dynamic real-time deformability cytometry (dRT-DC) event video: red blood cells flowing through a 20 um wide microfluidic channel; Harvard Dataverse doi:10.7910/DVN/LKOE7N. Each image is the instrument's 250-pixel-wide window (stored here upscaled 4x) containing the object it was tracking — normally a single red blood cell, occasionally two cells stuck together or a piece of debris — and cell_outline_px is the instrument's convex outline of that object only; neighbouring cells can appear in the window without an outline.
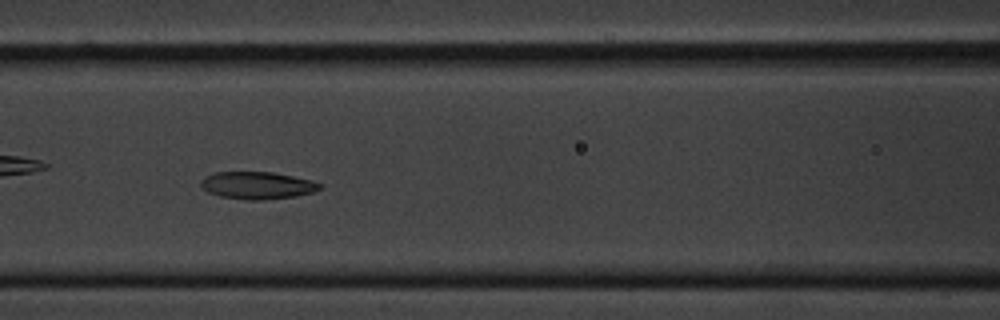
{"species": "common noctule bat (a hibernating species)", "species_latin": "Nyctalus noctula", "temperature_condition": "cold", "stored_images_in_passage": 9, "camera_frame_rate_fps": 3000, "um_per_image_px": 0.085, "animal": {"sex": "male", "body_mass_g": 20.1, "forearm_length_mm": 53.5}, "frame": {"image": 1, "passage_image": 6, "time_ms": 5.667, "image_size_px": [1000, 320], "cell_outline_px": [[320, 188], [312, 192], [296, 196], [264, 200], [248, 200], [220, 196], [208, 192], [200, 188], [200, 180], [204, 176], [212, 172], [272, 172], [312, 180], [320, 184]], "centroid_in_image_um": [21.8, 15.75], "position_along_channel_um": 144.8, "area_um2": 19.02}}
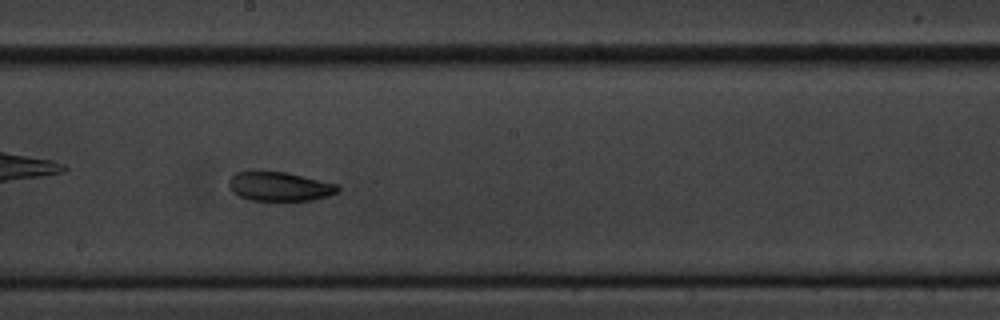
{"frame": {"image": 2, "passage_image": 8, "time_ms": 8.0, "image_size_px": [1000, 320], "cell_outline_px": [[340, 192], [328, 196], [312, 200], [248, 200], [232, 192], [228, 188], [228, 180], [236, 172], [256, 168], [288, 172], [336, 184], [340, 188]], "centroid_in_image_um": [23.69, 15.8], "position_along_channel_um": 224.5, "area_um2": 19.19}}
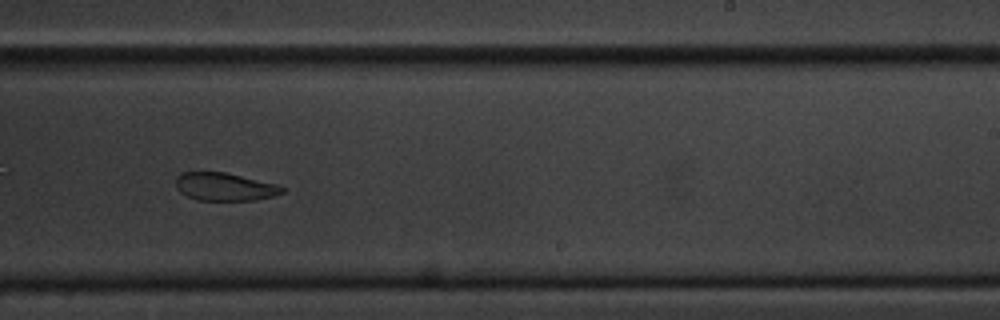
{"frame": {"image": 3, "passage_image": 9, "time_ms": 9.333, "image_size_px": [1000, 320], "cell_outline_px": [[284, 192], [272, 196], [256, 200], [196, 200], [180, 192], [176, 188], [176, 176], [180, 172], [224, 172], [276, 184], [284, 188]], "centroid_in_image_um": [19.06, 15.87], "position_along_channel_um": 269.9, "area_um2": 17.22}}